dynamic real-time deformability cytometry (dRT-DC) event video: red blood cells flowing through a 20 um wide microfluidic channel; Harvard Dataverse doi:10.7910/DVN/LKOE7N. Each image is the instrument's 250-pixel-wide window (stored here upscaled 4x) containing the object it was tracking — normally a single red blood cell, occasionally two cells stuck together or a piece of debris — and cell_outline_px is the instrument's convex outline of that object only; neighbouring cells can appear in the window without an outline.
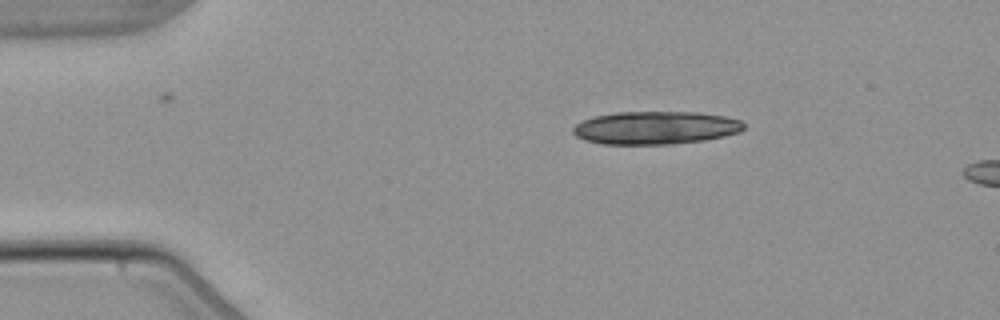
{"species": "common noctule bat (a hibernating species)", "species_latin": "Nyctalus noctula", "temperature_condition": "warm", "stored_images_in_passage": 6, "segment_of_instrument_passage": [2, 2], "camera_frame_rate_fps": 3000, "um_per_image_px": 0.085, "animal": {"sex": "male", "body_mass_g": 21.5, "forearm_length_mm": 52.0}, "frame": {"image": 1, "passage_image": 6, "time_ms": 6.333, "image_size_px": [1000, 320], "cell_outline_px": [[744, 128], [740, 132], [724, 136], [704, 140], [672, 144], [600, 144], [584, 140], [576, 136], [572, 132], [572, 128], [576, 124], [592, 116], [616, 112], [696, 112], [724, 116], [740, 120], [744, 124]], "centroid_in_image_um": [55.69, 10.86], "position_along_channel_um": 29.3, "area_um2": 32.95}}